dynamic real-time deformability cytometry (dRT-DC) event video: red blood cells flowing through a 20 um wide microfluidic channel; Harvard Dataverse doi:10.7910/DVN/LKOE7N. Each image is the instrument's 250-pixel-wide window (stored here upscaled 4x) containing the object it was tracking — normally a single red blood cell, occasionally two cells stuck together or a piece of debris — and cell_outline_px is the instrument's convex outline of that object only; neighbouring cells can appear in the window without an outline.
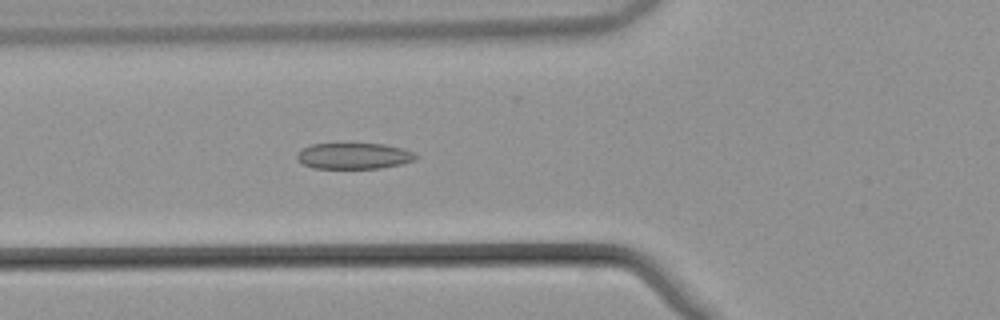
{"species": "common noctule bat (a hibernating species)", "species_latin": "Nyctalus noctula", "temperature_condition": "warm", "stored_images_in_passage": 54, "camera_frame_rate_fps": 3000, "um_per_image_px": 0.085, "animal": {"sex": "male", "body_mass_g": 21.5, "forearm_length_mm": 52.0}, "frame": {"image": 1, "passage_image": 21, "time_ms": 6.667, "image_size_px": [1000, 320], "cell_outline_px": [[416, 156], [412, 160], [400, 164], [380, 168], [312, 168], [296, 160], [296, 156], [304, 148], [312, 144], [384, 144], [404, 148], [412, 152]], "centroid_in_image_um": [30.05, 13.25], "position_along_channel_um": 95.7, "area_um2": 17.74}}
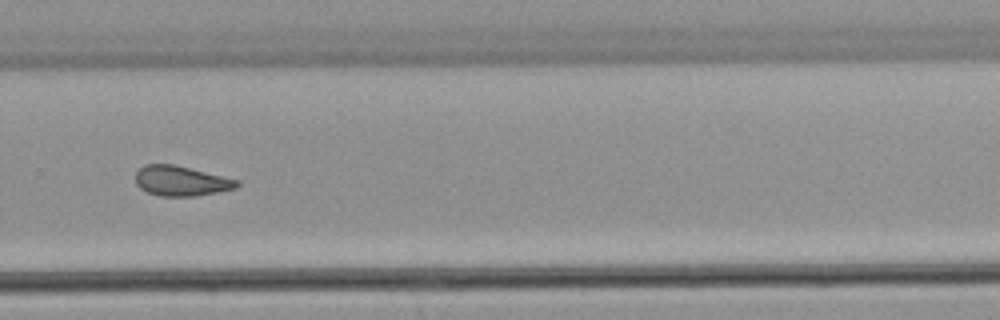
{"frame": {"image": 2, "passage_image": 38, "time_ms": 12.333, "image_size_px": [1000, 320], "cell_outline_px": [[240, 184], [236, 188], [196, 196], [160, 196], [148, 192], [140, 188], [136, 184], [136, 172], [144, 164], [176, 164], [240, 180]], "centroid_in_image_um": [15.41, 15.37], "position_along_channel_um": 314.4, "area_um2": 17.86}}
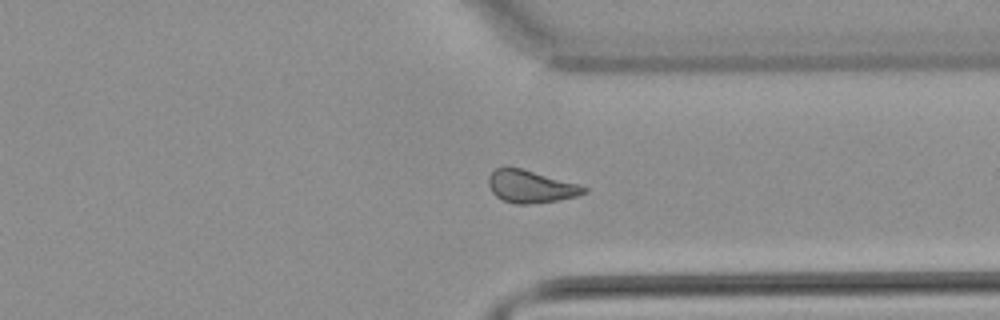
{"frame": {"image": 3, "passage_image": 42, "time_ms": 13.667, "image_size_px": [1000, 320], "cell_outline_px": [[588, 192], [576, 196], [556, 200], [532, 204], [516, 204], [504, 200], [496, 196], [492, 192], [488, 184], [488, 176], [496, 168], [508, 164], [576, 184], [588, 188]], "centroid_in_image_um": [45.05, 15.83], "position_along_channel_um": 366.4, "area_um2": 18.09}, "authors_computed_cell_mechanics": {"area_um2": 18.5249, "velocity_mm_per_s": 3.8599, "shape_relaxation_time_tau1_ms": null, "shape_relaxation_time_tau2_ms": 2.5443, "deformation_change_tau1": null, "deformation_change_tau2": 0.0919}}